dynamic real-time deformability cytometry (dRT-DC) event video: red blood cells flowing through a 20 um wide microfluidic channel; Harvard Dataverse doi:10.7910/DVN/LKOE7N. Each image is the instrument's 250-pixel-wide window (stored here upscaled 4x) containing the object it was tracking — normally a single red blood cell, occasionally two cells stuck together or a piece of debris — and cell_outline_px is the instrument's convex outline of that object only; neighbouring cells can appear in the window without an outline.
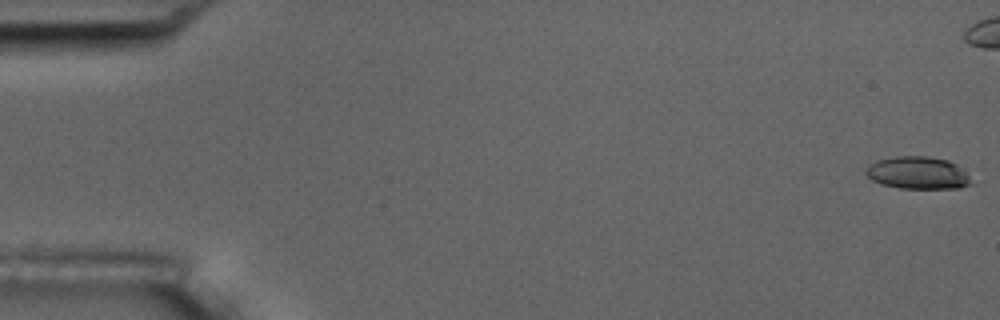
{"species": "common noctule bat (a hibernating species)", "species_latin": "Nyctalus noctula", "temperature_condition": "room temperature", "stored_images_in_passage": 8, "camera_frame_rate_fps": 3000, "um_per_image_px": 0.085, "animal": {"sex": "male", "body_mass_g": 17.5, "forearm_length_mm": 52.3}, "frame": {"image": 1, "passage_image": 1, "time_ms": 0.0, "image_size_px": [1000, 320], "cell_outline_px": [[976, 184], [960, 188], [900, 188], [880, 184], [872, 180], [864, 172], [868, 164], [876, 160], [896, 156], [928, 156], [948, 160], [972, 172]], "centroid_in_image_um": [78.13, 14.7], "position_along_channel_um": 6.9, "area_um2": 20.69}}